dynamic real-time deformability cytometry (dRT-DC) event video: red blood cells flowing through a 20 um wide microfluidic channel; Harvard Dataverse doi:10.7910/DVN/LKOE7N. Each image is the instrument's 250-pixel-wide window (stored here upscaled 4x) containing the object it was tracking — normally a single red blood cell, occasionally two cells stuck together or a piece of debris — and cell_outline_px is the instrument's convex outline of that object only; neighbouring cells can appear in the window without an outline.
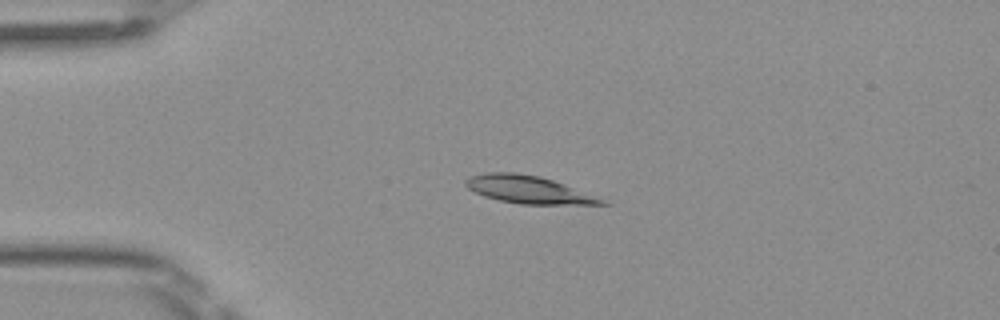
{"species": "Egyptian fruit bat (a non-hibernating species)", "species_latin": "Rousettus aegyptiacus", "temperature_condition": "room temperature", "stored_images_in_passage": 5, "camera_frame_rate_fps": 3000, "um_per_image_px": 0.085, "frame": {"image": 1, "passage_image": 4, "time_ms": 1.0, "image_size_px": [1000, 320], "cell_outline_px": [[612, 204], [520, 204], [500, 200], [484, 196], [468, 188], [464, 184], [464, 180], [468, 176], [484, 172], [516, 172], [540, 176], [564, 184], [604, 200]], "centroid_in_image_um": [44.83, 16.1], "position_along_channel_um": 40.2, "area_um2": 21.68}}